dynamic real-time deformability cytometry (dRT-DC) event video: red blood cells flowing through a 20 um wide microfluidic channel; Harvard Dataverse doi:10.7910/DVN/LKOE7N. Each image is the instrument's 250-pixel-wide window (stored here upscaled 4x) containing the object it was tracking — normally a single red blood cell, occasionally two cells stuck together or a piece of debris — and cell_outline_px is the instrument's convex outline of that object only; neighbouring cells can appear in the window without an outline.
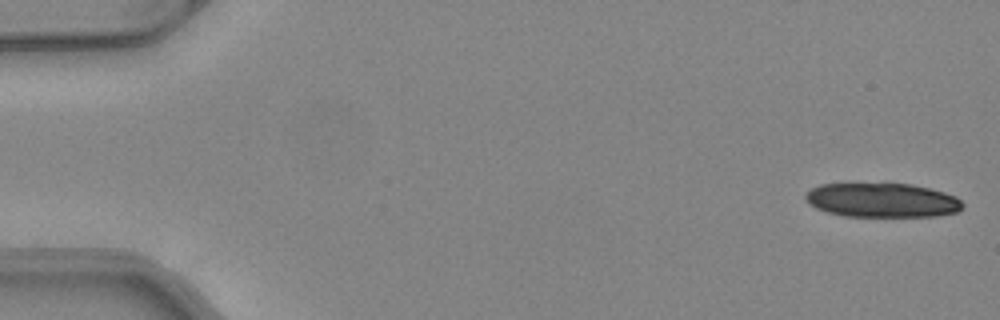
{"species": "common noctule bat (a hibernating species)", "species_latin": "Nyctalus noctula", "temperature_condition": "warm", "stored_images_in_passage": 26, "camera_frame_rate_fps": 3000, "um_per_image_px": 0.085, "animal": {"sex": "female", "body_mass_g": 24.6, "forearm_length_mm": 56.2}, "frame": {"image": 1, "passage_image": 1, "time_ms": 0.0, "image_size_px": [1000, 320], "cell_outline_px": [[964, 204], [956, 212], [936, 216], [844, 216], [828, 212], [816, 208], [808, 204], [804, 196], [812, 188], [820, 184], [912, 184], [944, 192], [956, 196]], "centroid_in_image_um": [74.97, 17.02], "position_along_channel_um": 10.0, "area_um2": 31.15}}
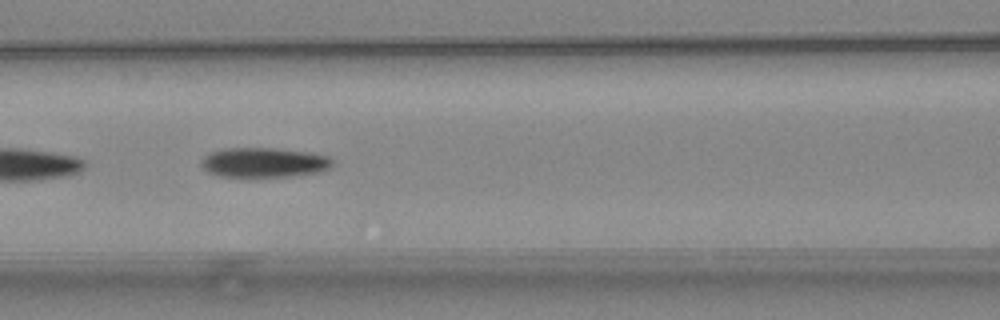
{"frame": {"image": 2, "passage_image": 22, "time_ms": 7.0, "image_size_px": [1000, 320], "cell_outline_px": [[336, 160], [328, 168], [320, 172], [292, 176], [216, 176], [208, 172], [200, 164], [200, 160], [204, 156], [212, 152], [224, 148], [276, 148], [312, 152], [328, 156]], "centroid_in_image_um": [22.46, 13.8], "position_along_channel_um": 144.1, "area_um2": 22.89}}